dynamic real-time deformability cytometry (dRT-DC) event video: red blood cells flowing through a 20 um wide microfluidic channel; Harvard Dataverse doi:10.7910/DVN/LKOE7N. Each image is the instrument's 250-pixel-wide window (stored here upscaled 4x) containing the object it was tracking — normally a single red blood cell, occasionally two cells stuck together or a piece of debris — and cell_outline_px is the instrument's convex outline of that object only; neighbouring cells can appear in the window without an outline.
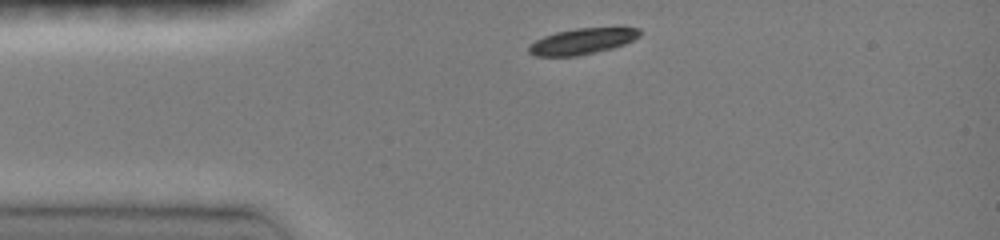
{"species": "common noctule bat (a hibernating species)", "species_latin": "Nyctalus noctula", "temperature_condition": "room temperature", "stored_images_in_passage": 28, "camera_frame_rate_fps": 3000, "um_per_image_px": 0.085, "animal": {"sex": "female", "body_mass_g": 19.0, "forearm_length_mm": 51.5}, "frame": {"image": 1, "passage_image": 1, "time_ms": 0.0, "image_size_px": [1000, 240], "cell_outline_px": [[640, 36], [624, 44], [612, 48], [576, 56], [536, 56], [528, 52], [528, 44], [544, 36], [556, 32], [576, 28], [640, 28]], "centroid_in_image_um": [49.44, 3.51], "position_along_channel_um": 35.6, "area_um2": 16.59}}
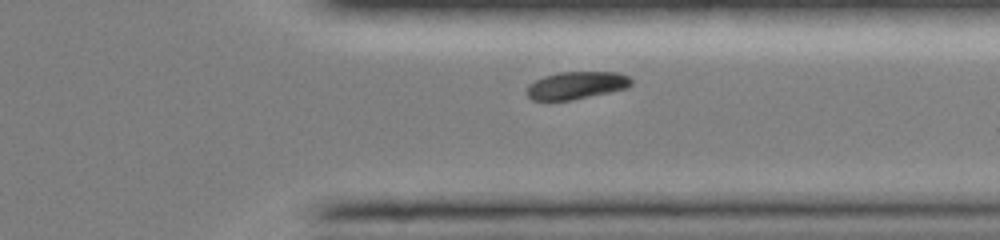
{"frame": {"image": 2, "passage_image": 25, "time_ms": 8.667, "image_size_px": [1000, 240], "cell_outline_px": [[632, 84], [628, 88], [572, 100], [532, 100], [528, 96], [528, 84], [544, 76], [560, 72], [620, 72], [628, 76], [632, 80]], "centroid_in_image_um": [49.03, 7.25], "position_along_channel_um": 362.4, "area_um2": 16.7}}
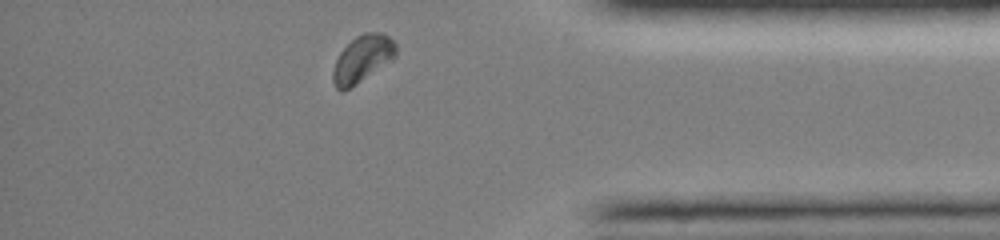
{"frame": {"image": 3, "passage_image": 28, "time_ms": 10.0, "image_size_px": [1000, 240], "cell_outline_px": [[396, 56], [392, 60], [344, 92], [340, 92], [336, 88], [332, 80], [332, 72], [336, 60], [340, 52], [356, 36], [364, 32], [380, 32], [388, 36], [396, 44]], "centroid_in_image_um": [30.79, 5.01], "position_along_channel_um": 404.4, "area_um2": 17.17}, "authors_computed_cell_mechanics": {"area_um2": 18.0625, "velocity_mm_per_s": 4.0851, "shape_relaxation_time_tau1_ms": 0.5963, "shape_relaxation_time_tau2_ms": null, "deformation_change_tau1": 0.0463, "deformation_change_tau2": null}}